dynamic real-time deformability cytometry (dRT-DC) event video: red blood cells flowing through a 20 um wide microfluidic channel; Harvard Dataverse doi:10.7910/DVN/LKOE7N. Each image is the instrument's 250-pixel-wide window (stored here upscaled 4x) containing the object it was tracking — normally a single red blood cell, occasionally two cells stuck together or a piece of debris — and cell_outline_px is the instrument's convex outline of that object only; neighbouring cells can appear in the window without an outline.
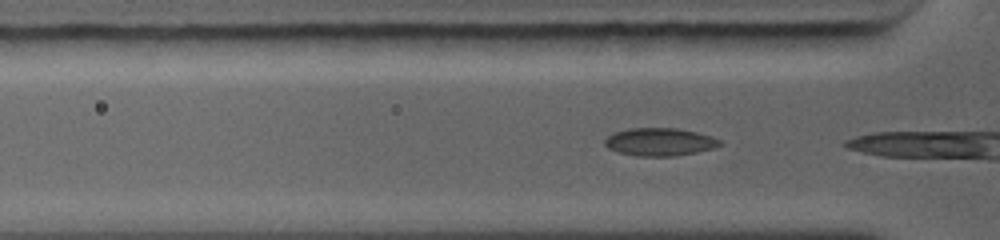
{"species": "common noctule bat (a hibernating species)", "species_latin": "Nyctalus noctula", "temperature_condition": "warm", "stored_images_in_passage": 14, "camera_frame_rate_fps": 5000, "um_per_image_px": 0.085, "animal": {"sex": "female", "body_mass_g": 19.0, "forearm_length_mm": 56.7}, "frame": {"image": 1, "passage_image": 4, "time_ms": 0.6, "image_size_px": [1000, 240], "cell_outline_px": [[724, 144], [712, 148], [696, 152], [676, 156], [636, 156], [616, 152], [608, 148], [604, 144], [604, 140], [608, 136], [616, 132], [632, 128], [676, 128], [696, 132], [720, 140]], "centroid_in_image_um": [56.05, 12.07], "position_along_channel_um": 69.8, "area_um2": 18.55}}